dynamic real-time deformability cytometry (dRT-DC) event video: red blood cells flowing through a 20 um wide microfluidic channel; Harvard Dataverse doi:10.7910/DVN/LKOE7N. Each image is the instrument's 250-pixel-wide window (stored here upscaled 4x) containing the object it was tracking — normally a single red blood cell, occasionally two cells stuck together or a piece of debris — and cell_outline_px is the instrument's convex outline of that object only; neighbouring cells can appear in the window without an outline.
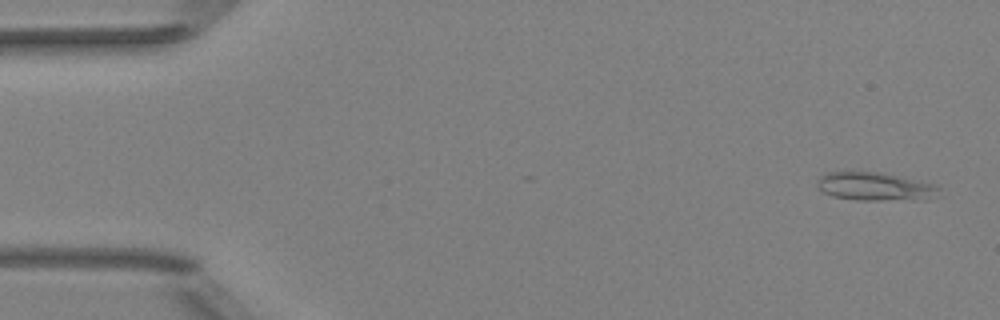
{"species": "Egyptian fruit bat (a non-hibernating species)", "species_latin": "Rousettus aegyptiacus", "temperature_condition": "room temperature", "stored_images_in_passage": 51, "camera_frame_rate_fps": 3000, "um_per_image_px": 0.085, "animal": {"sex": "female"}, "frame": {"image": 1, "passage_image": 2, "time_ms": 0.333, "image_size_px": [1000, 320], "cell_outline_px": [[940, 188], [936, 196], [924, 200], [856, 200], [832, 196], [824, 192], [816, 184], [820, 176], [824, 172], [856, 168], [884, 172], [932, 184]], "centroid_in_image_um": [74.3, 15.8], "position_along_channel_um": 10.7, "area_um2": 20.98}}
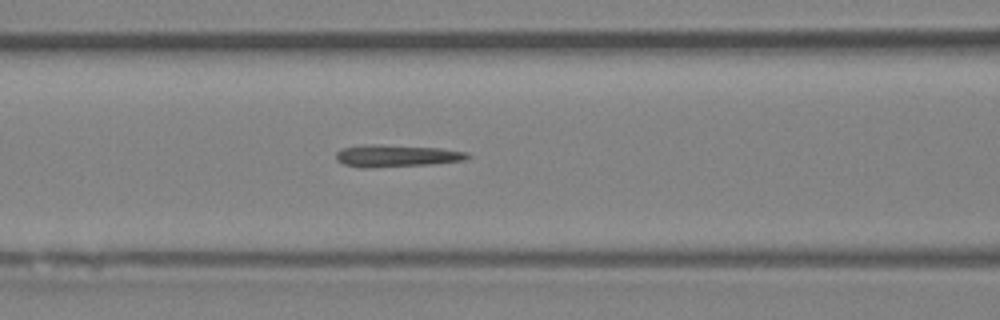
{"frame": {"image": 2, "passage_image": 21, "time_ms": 6.667, "image_size_px": [1000, 320], "cell_outline_px": [[472, 156], [464, 160], [432, 164], [368, 168], [344, 164], [336, 160], [336, 152], [340, 148], [364, 144], [376, 144], [440, 148], [468, 152]], "centroid_in_image_um": [33.69, 13.23], "position_along_channel_um": 132.9, "area_um2": 17.05}}
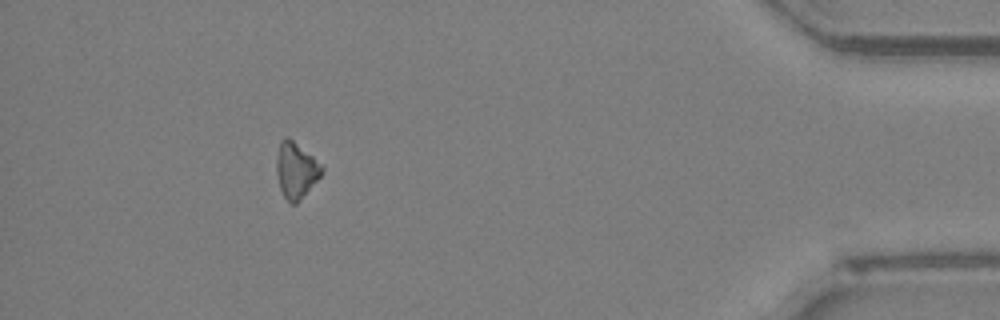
{"frame": {"image": 3, "passage_image": 46, "time_ms": 15.0, "image_size_px": [1000, 320], "cell_outline_px": [[324, 172], [300, 200], [296, 204], [292, 204], [284, 196], [280, 188], [276, 172], [276, 156], [280, 140], [284, 136], [288, 136], [312, 156], [324, 168]], "centroid_in_image_um": [25.14, 14.45], "position_along_channel_um": 410.1, "area_um2": 14.74}}